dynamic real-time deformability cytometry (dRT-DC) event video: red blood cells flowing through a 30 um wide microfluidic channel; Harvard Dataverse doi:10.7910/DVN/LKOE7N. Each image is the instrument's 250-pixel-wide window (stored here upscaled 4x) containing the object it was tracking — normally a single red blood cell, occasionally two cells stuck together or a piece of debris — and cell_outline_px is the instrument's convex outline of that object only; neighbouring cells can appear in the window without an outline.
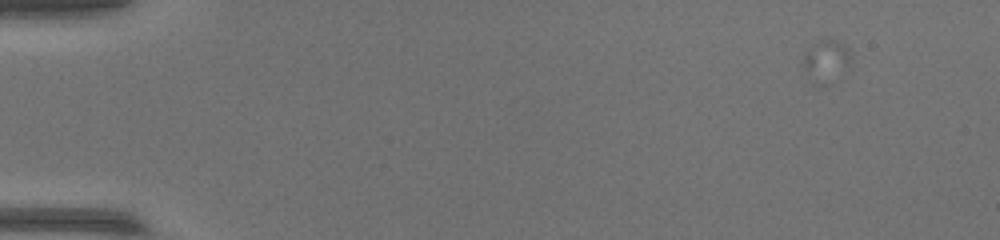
{"species": "common noctule bat (a hibernating species)", "species_latin": "Nyctalus noctula", "temperature_condition": "warm", "stored_images_in_passage": 68, "camera_frame_rate_fps": 3000, "um_per_image_px": 0.085, "animal": {"sex": "female", "body_mass_g": 17.0, "forearm_length_mm": 48.0}, "frame": {"image": 1, "passage_image": 1, "time_ms": 0.0, "image_size_px": [1000, 240], "cell_outline_px": [[852, 56], [848, 64], [828, 84], [812, 84], [808, 80], [804, 68], [804, 56], [816, 40], [824, 36], [828, 36], [840, 44]], "centroid_in_image_um": [70.15, 5.16], "position_along_channel_um": 14.9, "area_um2": 11.44}}
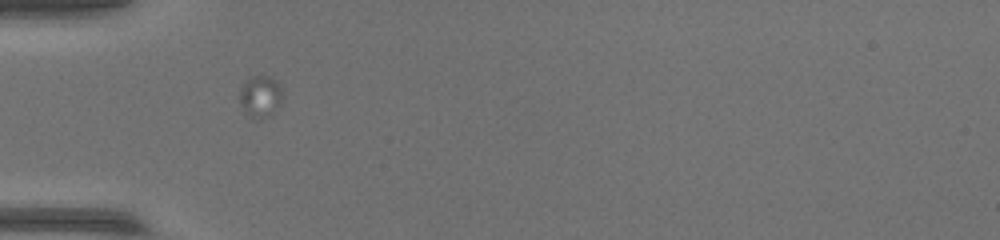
{"frame": {"image": 2, "passage_image": 20, "time_ms": 6.333, "image_size_px": [1000, 240], "cell_outline_px": [[284, 96], [280, 104], [272, 116], [260, 120], [252, 120], [244, 112], [240, 100], [240, 88], [252, 76], [268, 76], [276, 80], [284, 88]], "centroid_in_image_um": [22.19, 8.25], "position_along_channel_um": 62.8, "area_um2": 10.92}}
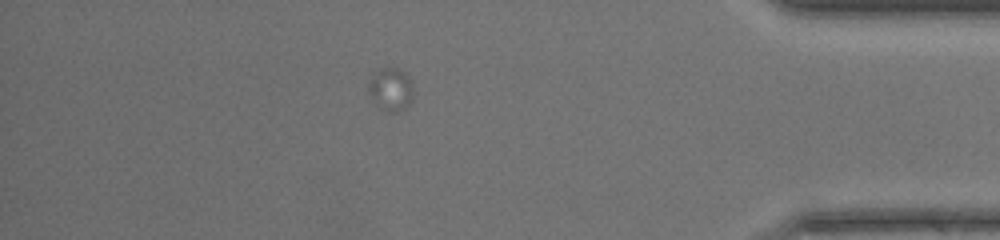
{"frame": {"image": 3, "passage_image": 58, "time_ms": 19.0, "image_size_px": [1000, 240], "cell_outline_px": [[412, 100], [404, 108], [396, 112], [388, 112], [380, 108], [368, 92], [368, 84], [372, 76], [380, 68], [396, 68], [408, 72], [412, 84]], "centroid_in_image_um": [33.23, 7.57], "position_along_channel_um": 402.0, "area_um2": 11.21}}